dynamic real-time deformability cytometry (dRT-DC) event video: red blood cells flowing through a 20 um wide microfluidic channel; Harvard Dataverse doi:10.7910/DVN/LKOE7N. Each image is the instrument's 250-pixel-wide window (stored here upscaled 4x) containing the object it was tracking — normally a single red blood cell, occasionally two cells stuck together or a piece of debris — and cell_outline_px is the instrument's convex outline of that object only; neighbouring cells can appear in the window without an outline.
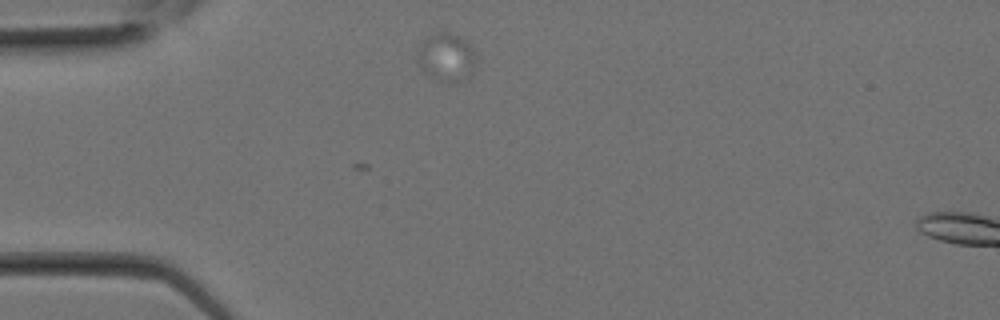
{"species": "Egyptian fruit bat (a non-hibernating species)", "species_latin": "Rousettus aegyptiacus", "temperature_condition": "room temperature", "stored_images_in_passage": 19, "camera_frame_rate_fps": 3000, "um_per_image_px": 0.085, "animal": {"sex": "female"}, "frame": {"image": 1, "passage_image": 1, "time_ms": 0.0, "image_size_px": [1000, 320], "cell_outline_px": [[476, 60], [472, 72], [456, 80], [440, 80], [424, 72], [420, 68], [416, 56], [416, 48], [420, 40], [424, 36], [436, 32], [448, 32], [472, 44], [476, 52]], "centroid_in_image_um": [37.88, 4.77], "position_along_channel_um": 47.1, "area_um2": 16.47}}
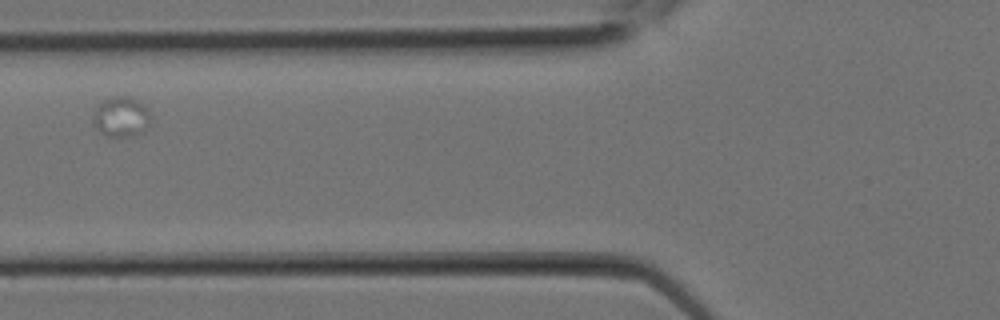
{"frame": {"image": 2, "passage_image": 6, "time_ms": 1.667, "image_size_px": [1000, 320], "cell_outline_px": [[152, 120], [148, 128], [144, 132], [136, 136], [116, 140], [104, 136], [92, 124], [92, 120], [96, 104], [108, 96], [132, 96], [140, 100], [148, 108], [152, 116]], "centroid_in_image_um": [10.32, 9.96], "position_along_channel_um": 115.5, "area_um2": 14.8}}
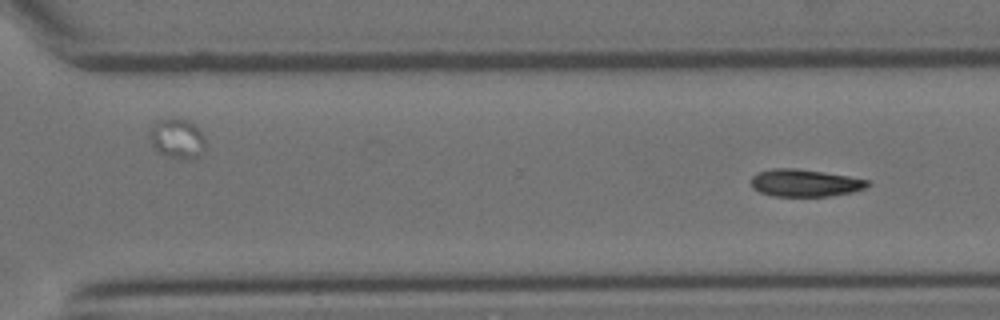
{"frame": {"image": 3, "passage_image": 19, "time_ms": 6.0, "image_size_px": [1000, 320], "cell_outline_px": [[868, 184], [864, 188], [852, 192], [828, 196], [772, 196], [760, 192], [752, 188], [752, 176], [760, 172], [772, 168], [796, 168], [824, 172], [848, 176], [868, 180]], "centroid_in_image_um": [68.39, 15.55], "position_along_channel_um": 302.2, "area_um2": 18.38}}